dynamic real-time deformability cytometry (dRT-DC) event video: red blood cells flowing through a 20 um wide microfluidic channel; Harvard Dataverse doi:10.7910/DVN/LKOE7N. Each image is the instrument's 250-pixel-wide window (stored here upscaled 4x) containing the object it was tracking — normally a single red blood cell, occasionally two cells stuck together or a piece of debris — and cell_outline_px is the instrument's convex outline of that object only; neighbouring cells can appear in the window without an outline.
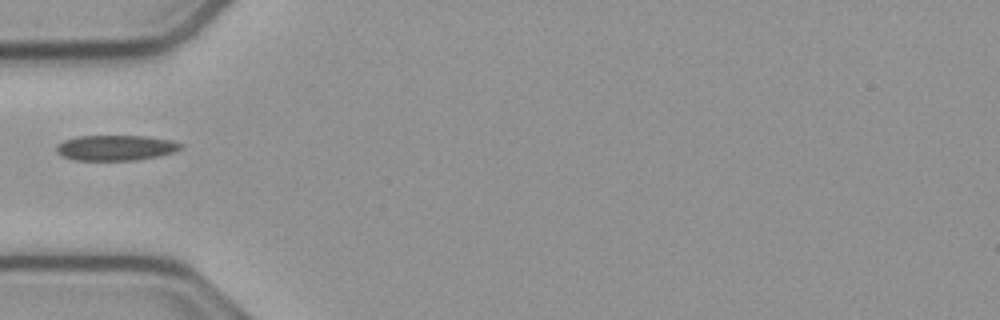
{"species": "common noctule bat (a hibernating species)", "species_latin": "Nyctalus noctula", "temperature_condition": "cold", "stored_images_in_passage": 21, "camera_frame_rate_fps": 3000, "um_per_image_px": 0.085, "animal": {"sex": "male", "body_mass_g": 23.1, "forearm_length_mm": 52.7}, "frame": {"image": 1, "passage_image": 1, "time_ms": 0.0, "image_size_px": [1000, 320], "cell_outline_px": [[184, 148], [160, 156], [136, 160], [72, 160], [60, 156], [56, 152], [56, 144], [64, 140], [76, 136], [148, 136], [172, 140], [184, 144]], "centroid_in_image_um": [9.83, 12.56], "position_along_channel_um": 75.2, "area_um2": 18.73}}